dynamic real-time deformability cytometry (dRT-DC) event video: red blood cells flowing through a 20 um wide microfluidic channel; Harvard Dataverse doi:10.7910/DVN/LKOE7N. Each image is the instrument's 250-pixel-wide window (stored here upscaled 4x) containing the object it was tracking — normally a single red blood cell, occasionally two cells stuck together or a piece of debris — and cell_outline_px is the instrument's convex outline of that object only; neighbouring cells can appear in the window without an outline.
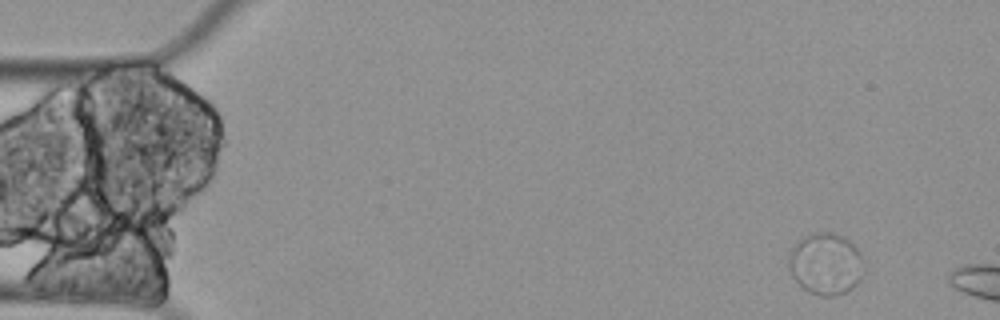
{"species": "Egyptian fruit bat (a non-hibernating species)", "species_latin": "Rousettus aegyptiacus", "temperature_condition": "cold", "stored_images_in_passage": 4, "camera_frame_rate_fps": 3000, "um_per_image_px": 0.085, "animal": {"sex": "female"}, "frame": {"image": 1, "passage_image": 1, "time_ms": 0.0, "image_size_px": [1000, 320], "cell_outline_px": [[864, 268], [860, 280], [852, 288], [836, 296], [820, 296], [808, 292], [792, 276], [788, 268], [788, 256], [792, 248], [804, 236], [816, 232], [832, 232], [844, 236], [860, 252], [864, 260]], "centroid_in_image_um": [70.2, 22.43], "position_along_channel_um": 14.8, "area_um2": 27.22}}